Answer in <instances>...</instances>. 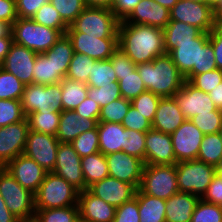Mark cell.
Instances as JSON below:
<instances>
[{
    "mask_svg": "<svg viewBox=\"0 0 222 222\" xmlns=\"http://www.w3.org/2000/svg\"><path fill=\"white\" fill-rule=\"evenodd\" d=\"M121 124L125 129L136 130L139 132H147L148 130L152 129V123L132 105L123 118Z\"/></svg>",
    "mask_w": 222,
    "mask_h": 222,
    "instance_id": "db71d44e",
    "label": "cell"
},
{
    "mask_svg": "<svg viewBox=\"0 0 222 222\" xmlns=\"http://www.w3.org/2000/svg\"><path fill=\"white\" fill-rule=\"evenodd\" d=\"M43 54L52 60L55 66V72H59V74L65 78L74 54V49L68 36L63 34L56 43Z\"/></svg>",
    "mask_w": 222,
    "mask_h": 222,
    "instance_id": "4dcf8cb0",
    "label": "cell"
},
{
    "mask_svg": "<svg viewBox=\"0 0 222 222\" xmlns=\"http://www.w3.org/2000/svg\"><path fill=\"white\" fill-rule=\"evenodd\" d=\"M120 21L111 9L86 7L68 27L67 36H100L118 38Z\"/></svg>",
    "mask_w": 222,
    "mask_h": 222,
    "instance_id": "3957f363",
    "label": "cell"
},
{
    "mask_svg": "<svg viewBox=\"0 0 222 222\" xmlns=\"http://www.w3.org/2000/svg\"><path fill=\"white\" fill-rule=\"evenodd\" d=\"M52 172L64 178L79 192L85 190L81 157L70 143H59L56 165Z\"/></svg>",
    "mask_w": 222,
    "mask_h": 222,
    "instance_id": "2e32d148",
    "label": "cell"
},
{
    "mask_svg": "<svg viewBox=\"0 0 222 222\" xmlns=\"http://www.w3.org/2000/svg\"><path fill=\"white\" fill-rule=\"evenodd\" d=\"M109 176L139 188L144 162L123 151L105 155Z\"/></svg>",
    "mask_w": 222,
    "mask_h": 222,
    "instance_id": "e0dca14e",
    "label": "cell"
},
{
    "mask_svg": "<svg viewBox=\"0 0 222 222\" xmlns=\"http://www.w3.org/2000/svg\"><path fill=\"white\" fill-rule=\"evenodd\" d=\"M204 135L191 120H185L170 134L177 163L197 159Z\"/></svg>",
    "mask_w": 222,
    "mask_h": 222,
    "instance_id": "5bb4252c",
    "label": "cell"
},
{
    "mask_svg": "<svg viewBox=\"0 0 222 222\" xmlns=\"http://www.w3.org/2000/svg\"><path fill=\"white\" fill-rule=\"evenodd\" d=\"M97 124L98 119L82 117L74 110H63L56 137L60 143H71L81 133L95 129Z\"/></svg>",
    "mask_w": 222,
    "mask_h": 222,
    "instance_id": "d4e9b609",
    "label": "cell"
},
{
    "mask_svg": "<svg viewBox=\"0 0 222 222\" xmlns=\"http://www.w3.org/2000/svg\"><path fill=\"white\" fill-rule=\"evenodd\" d=\"M70 144L81 158L100 152L97 127L81 133Z\"/></svg>",
    "mask_w": 222,
    "mask_h": 222,
    "instance_id": "f6af8a7d",
    "label": "cell"
},
{
    "mask_svg": "<svg viewBox=\"0 0 222 222\" xmlns=\"http://www.w3.org/2000/svg\"><path fill=\"white\" fill-rule=\"evenodd\" d=\"M197 159L213 166L220 162L222 159V142L219 133L204 135Z\"/></svg>",
    "mask_w": 222,
    "mask_h": 222,
    "instance_id": "d590c367",
    "label": "cell"
},
{
    "mask_svg": "<svg viewBox=\"0 0 222 222\" xmlns=\"http://www.w3.org/2000/svg\"><path fill=\"white\" fill-rule=\"evenodd\" d=\"M95 61L86 54L74 52L66 77L87 84L92 65Z\"/></svg>",
    "mask_w": 222,
    "mask_h": 222,
    "instance_id": "ab89813d",
    "label": "cell"
},
{
    "mask_svg": "<svg viewBox=\"0 0 222 222\" xmlns=\"http://www.w3.org/2000/svg\"><path fill=\"white\" fill-rule=\"evenodd\" d=\"M219 135H220V139H221V142H222V126L220 127V130H219Z\"/></svg>",
    "mask_w": 222,
    "mask_h": 222,
    "instance_id": "b9fcfbb0",
    "label": "cell"
},
{
    "mask_svg": "<svg viewBox=\"0 0 222 222\" xmlns=\"http://www.w3.org/2000/svg\"><path fill=\"white\" fill-rule=\"evenodd\" d=\"M29 130L27 118L0 127V167L24 153Z\"/></svg>",
    "mask_w": 222,
    "mask_h": 222,
    "instance_id": "4fadbf2b",
    "label": "cell"
},
{
    "mask_svg": "<svg viewBox=\"0 0 222 222\" xmlns=\"http://www.w3.org/2000/svg\"><path fill=\"white\" fill-rule=\"evenodd\" d=\"M200 199L222 206V177L215 174L206 192Z\"/></svg>",
    "mask_w": 222,
    "mask_h": 222,
    "instance_id": "680465c9",
    "label": "cell"
},
{
    "mask_svg": "<svg viewBox=\"0 0 222 222\" xmlns=\"http://www.w3.org/2000/svg\"><path fill=\"white\" fill-rule=\"evenodd\" d=\"M208 95L214 102L217 109L222 110V82H220L213 90H211Z\"/></svg>",
    "mask_w": 222,
    "mask_h": 222,
    "instance_id": "003e7915",
    "label": "cell"
},
{
    "mask_svg": "<svg viewBox=\"0 0 222 222\" xmlns=\"http://www.w3.org/2000/svg\"><path fill=\"white\" fill-rule=\"evenodd\" d=\"M116 75H126L136 69V65L119 48H117L109 58Z\"/></svg>",
    "mask_w": 222,
    "mask_h": 222,
    "instance_id": "9f6ffc18",
    "label": "cell"
},
{
    "mask_svg": "<svg viewBox=\"0 0 222 222\" xmlns=\"http://www.w3.org/2000/svg\"><path fill=\"white\" fill-rule=\"evenodd\" d=\"M138 190L141 193L168 200L179 192L176 165L144 164Z\"/></svg>",
    "mask_w": 222,
    "mask_h": 222,
    "instance_id": "52a82bcc",
    "label": "cell"
},
{
    "mask_svg": "<svg viewBox=\"0 0 222 222\" xmlns=\"http://www.w3.org/2000/svg\"><path fill=\"white\" fill-rule=\"evenodd\" d=\"M130 106L131 101L124 99L123 97L114 100L106 106L101 107L98 122H112L121 124Z\"/></svg>",
    "mask_w": 222,
    "mask_h": 222,
    "instance_id": "7bdbcfd3",
    "label": "cell"
},
{
    "mask_svg": "<svg viewBox=\"0 0 222 222\" xmlns=\"http://www.w3.org/2000/svg\"><path fill=\"white\" fill-rule=\"evenodd\" d=\"M146 132L124 128L123 152L141 159L145 164Z\"/></svg>",
    "mask_w": 222,
    "mask_h": 222,
    "instance_id": "ee69618b",
    "label": "cell"
},
{
    "mask_svg": "<svg viewBox=\"0 0 222 222\" xmlns=\"http://www.w3.org/2000/svg\"><path fill=\"white\" fill-rule=\"evenodd\" d=\"M161 98V96L146 90L138 97L132 99L131 105L152 123Z\"/></svg>",
    "mask_w": 222,
    "mask_h": 222,
    "instance_id": "c3c4849f",
    "label": "cell"
},
{
    "mask_svg": "<svg viewBox=\"0 0 222 222\" xmlns=\"http://www.w3.org/2000/svg\"><path fill=\"white\" fill-rule=\"evenodd\" d=\"M63 110L75 109L88 94V85L65 77L61 82Z\"/></svg>",
    "mask_w": 222,
    "mask_h": 222,
    "instance_id": "d6a6232c",
    "label": "cell"
},
{
    "mask_svg": "<svg viewBox=\"0 0 222 222\" xmlns=\"http://www.w3.org/2000/svg\"><path fill=\"white\" fill-rule=\"evenodd\" d=\"M25 118L21 100L0 99V127L20 122Z\"/></svg>",
    "mask_w": 222,
    "mask_h": 222,
    "instance_id": "7dc6e473",
    "label": "cell"
},
{
    "mask_svg": "<svg viewBox=\"0 0 222 222\" xmlns=\"http://www.w3.org/2000/svg\"><path fill=\"white\" fill-rule=\"evenodd\" d=\"M141 0H114L111 11L119 21H124Z\"/></svg>",
    "mask_w": 222,
    "mask_h": 222,
    "instance_id": "94428289",
    "label": "cell"
},
{
    "mask_svg": "<svg viewBox=\"0 0 222 222\" xmlns=\"http://www.w3.org/2000/svg\"><path fill=\"white\" fill-rule=\"evenodd\" d=\"M37 53L17 43H12L1 68L15 75L24 85L33 83V67Z\"/></svg>",
    "mask_w": 222,
    "mask_h": 222,
    "instance_id": "d6986e66",
    "label": "cell"
},
{
    "mask_svg": "<svg viewBox=\"0 0 222 222\" xmlns=\"http://www.w3.org/2000/svg\"><path fill=\"white\" fill-rule=\"evenodd\" d=\"M78 206L82 222H112L114 220L116 208L96 197L88 189L79 192Z\"/></svg>",
    "mask_w": 222,
    "mask_h": 222,
    "instance_id": "7402d4cb",
    "label": "cell"
},
{
    "mask_svg": "<svg viewBox=\"0 0 222 222\" xmlns=\"http://www.w3.org/2000/svg\"><path fill=\"white\" fill-rule=\"evenodd\" d=\"M112 222H140L137 198L133 197L131 200L117 207Z\"/></svg>",
    "mask_w": 222,
    "mask_h": 222,
    "instance_id": "11a10c76",
    "label": "cell"
},
{
    "mask_svg": "<svg viewBox=\"0 0 222 222\" xmlns=\"http://www.w3.org/2000/svg\"><path fill=\"white\" fill-rule=\"evenodd\" d=\"M74 52L86 54L94 60L109 59L118 48V38H102L100 36H68Z\"/></svg>",
    "mask_w": 222,
    "mask_h": 222,
    "instance_id": "603a6c76",
    "label": "cell"
},
{
    "mask_svg": "<svg viewBox=\"0 0 222 222\" xmlns=\"http://www.w3.org/2000/svg\"><path fill=\"white\" fill-rule=\"evenodd\" d=\"M186 120L173 97H164L159 101L152 129L172 134Z\"/></svg>",
    "mask_w": 222,
    "mask_h": 222,
    "instance_id": "484cf974",
    "label": "cell"
},
{
    "mask_svg": "<svg viewBox=\"0 0 222 222\" xmlns=\"http://www.w3.org/2000/svg\"><path fill=\"white\" fill-rule=\"evenodd\" d=\"M0 196L8 210L18 219L22 222H33L34 194L22 187L4 167H0Z\"/></svg>",
    "mask_w": 222,
    "mask_h": 222,
    "instance_id": "5b68a950",
    "label": "cell"
},
{
    "mask_svg": "<svg viewBox=\"0 0 222 222\" xmlns=\"http://www.w3.org/2000/svg\"><path fill=\"white\" fill-rule=\"evenodd\" d=\"M62 20L70 26L86 8L84 0H49Z\"/></svg>",
    "mask_w": 222,
    "mask_h": 222,
    "instance_id": "bcb514c9",
    "label": "cell"
},
{
    "mask_svg": "<svg viewBox=\"0 0 222 222\" xmlns=\"http://www.w3.org/2000/svg\"><path fill=\"white\" fill-rule=\"evenodd\" d=\"M175 165L179 192L191 193L201 198L216 174L215 166L198 159Z\"/></svg>",
    "mask_w": 222,
    "mask_h": 222,
    "instance_id": "ba28073f",
    "label": "cell"
},
{
    "mask_svg": "<svg viewBox=\"0 0 222 222\" xmlns=\"http://www.w3.org/2000/svg\"><path fill=\"white\" fill-rule=\"evenodd\" d=\"M111 82H118V80L110 59L96 60L89 74L88 87L99 88Z\"/></svg>",
    "mask_w": 222,
    "mask_h": 222,
    "instance_id": "74e56055",
    "label": "cell"
},
{
    "mask_svg": "<svg viewBox=\"0 0 222 222\" xmlns=\"http://www.w3.org/2000/svg\"><path fill=\"white\" fill-rule=\"evenodd\" d=\"M199 197L186 192H177L166 200V222H191Z\"/></svg>",
    "mask_w": 222,
    "mask_h": 222,
    "instance_id": "4316f807",
    "label": "cell"
},
{
    "mask_svg": "<svg viewBox=\"0 0 222 222\" xmlns=\"http://www.w3.org/2000/svg\"><path fill=\"white\" fill-rule=\"evenodd\" d=\"M213 13L216 21L222 16V0L213 7Z\"/></svg>",
    "mask_w": 222,
    "mask_h": 222,
    "instance_id": "753ad0ef",
    "label": "cell"
},
{
    "mask_svg": "<svg viewBox=\"0 0 222 222\" xmlns=\"http://www.w3.org/2000/svg\"><path fill=\"white\" fill-rule=\"evenodd\" d=\"M204 134L218 133L222 126V110L199 113L190 119Z\"/></svg>",
    "mask_w": 222,
    "mask_h": 222,
    "instance_id": "f907efd6",
    "label": "cell"
},
{
    "mask_svg": "<svg viewBox=\"0 0 222 222\" xmlns=\"http://www.w3.org/2000/svg\"><path fill=\"white\" fill-rule=\"evenodd\" d=\"M189 1L206 3V0H189Z\"/></svg>",
    "mask_w": 222,
    "mask_h": 222,
    "instance_id": "09005b40",
    "label": "cell"
},
{
    "mask_svg": "<svg viewBox=\"0 0 222 222\" xmlns=\"http://www.w3.org/2000/svg\"><path fill=\"white\" fill-rule=\"evenodd\" d=\"M31 19L38 24L58 30L62 35L66 33L69 27L62 20L60 14L50 2L42 5V7L33 15Z\"/></svg>",
    "mask_w": 222,
    "mask_h": 222,
    "instance_id": "f35d334b",
    "label": "cell"
},
{
    "mask_svg": "<svg viewBox=\"0 0 222 222\" xmlns=\"http://www.w3.org/2000/svg\"><path fill=\"white\" fill-rule=\"evenodd\" d=\"M26 118L28 119L30 130L56 136L60 112L48 108L45 111H35Z\"/></svg>",
    "mask_w": 222,
    "mask_h": 222,
    "instance_id": "836d02e7",
    "label": "cell"
},
{
    "mask_svg": "<svg viewBox=\"0 0 222 222\" xmlns=\"http://www.w3.org/2000/svg\"><path fill=\"white\" fill-rule=\"evenodd\" d=\"M79 191L54 172H47L34 195L35 210L65 208L78 205Z\"/></svg>",
    "mask_w": 222,
    "mask_h": 222,
    "instance_id": "277c9868",
    "label": "cell"
},
{
    "mask_svg": "<svg viewBox=\"0 0 222 222\" xmlns=\"http://www.w3.org/2000/svg\"><path fill=\"white\" fill-rule=\"evenodd\" d=\"M59 143L56 136L29 130L24 154L35 160L46 171L52 172L56 165Z\"/></svg>",
    "mask_w": 222,
    "mask_h": 222,
    "instance_id": "8fae6325",
    "label": "cell"
},
{
    "mask_svg": "<svg viewBox=\"0 0 222 222\" xmlns=\"http://www.w3.org/2000/svg\"><path fill=\"white\" fill-rule=\"evenodd\" d=\"M170 21H179L210 33L216 26L213 8L207 3L178 0L170 10Z\"/></svg>",
    "mask_w": 222,
    "mask_h": 222,
    "instance_id": "30bf717a",
    "label": "cell"
},
{
    "mask_svg": "<svg viewBox=\"0 0 222 222\" xmlns=\"http://www.w3.org/2000/svg\"><path fill=\"white\" fill-rule=\"evenodd\" d=\"M79 206L35 210L33 222H79Z\"/></svg>",
    "mask_w": 222,
    "mask_h": 222,
    "instance_id": "8d00e7d4",
    "label": "cell"
},
{
    "mask_svg": "<svg viewBox=\"0 0 222 222\" xmlns=\"http://www.w3.org/2000/svg\"><path fill=\"white\" fill-rule=\"evenodd\" d=\"M88 190L115 208L135 197L137 191L133 185L110 176L94 183Z\"/></svg>",
    "mask_w": 222,
    "mask_h": 222,
    "instance_id": "44dd1931",
    "label": "cell"
},
{
    "mask_svg": "<svg viewBox=\"0 0 222 222\" xmlns=\"http://www.w3.org/2000/svg\"><path fill=\"white\" fill-rule=\"evenodd\" d=\"M216 24L222 29V16L216 21Z\"/></svg>",
    "mask_w": 222,
    "mask_h": 222,
    "instance_id": "2a66077c",
    "label": "cell"
},
{
    "mask_svg": "<svg viewBox=\"0 0 222 222\" xmlns=\"http://www.w3.org/2000/svg\"><path fill=\"white\" fill-rule=\"evenodd\" d=\"M118 48L135 64L152 62L165 54L163 29L120 21Z\"/></svg>",
    "mask_w": 222,
    "mask_h": 222,
    "instance_id": "6da1fadb",
    "label": "cell"
},
{
    "mask_svg": "<svg viewBox=\"0 0 222 222\" xmlns=\"http://www.w3.org/2000/svg\"><path fill=\"white\" fill-rule=\"evenodd\" d=\"M12 25L8 22L0 21V37H12Z\"/></svg>",
    "mask_w": 222,
    "mask_h": 222,
    "instance_id": "2644e50d",
    "label": "cell"
},
{
    "mask_svg": "<svg viewBox=\"0 0 222 222\" xmlns=\"http://www.w3.org/2000/svg\"><path fill=\"white\" fill-rule=\"evenodd\" d=\"M17 19L16 0H0V21L12 25Z\"/></svg>",
    "mask_w": 222,
    "mask_h": 222,
    "instance_id": "e7e4bbea",
    "label": "cell"
},
{
    "mask_svg": "<svg viewBox=\"0 0 222 222\" xmlns=\"http://www.w3.org/2000/svg\"><path fill=\"white\" fill-rule=\"evenodd\" d=\"M4 168L22 187L34 195L48 172L24 153L9 161Z\"/></svg>",
    "mask_w": 222,
    "mask_h": 222,
    "instance_id": "9a60e30c",
    "label": "cell"
},
{
    "mask_svg": "<svg viewBox=\"0 0 222 222\" xmlns=\"http://www.w3.org/2000/svg\"><path fill=\"white\" fill-rule=\"evenodd\" d=\"M188 81L196 88L205 93H209L220 82H222V70L216 68L212 71L193 75Z\"/></svg>",
    "mask_w": 222,
    "mask_h": 222,
    "instance_id": "f5cc1de1",
    "label": "cell"
},
{
    "mask_svg": "<svg viewBox=\"0 0 222 222\" xmlns=\"http://www.w3.org/2000/svg\"><path fill=\"white\" fill-rule=\"evenodd\" d=\"M116 76L121 96L124 99L131 101L132 99L138 97L141 93L146 91L144 82L140 78L137 69L126 75H116Z\"/></svg>",
    "mask_w": 222,
    "mask_h": 222,
    "instance_id": "60d3db41",
    "label": "cell"
},
{
    "mask_svg": "<svg viewBox=\"0 0 222 222\" xmlns=\"http://www.w3.org/2000/svg\"><path fill=\"white\" fill-rule=\"evenodd\" d=\"M135 197L138 200L140 222H166V200L141 193L138 189Z\"/></svg>",
    "mask_w": 222,
    "mask_h": 222,
    "instance_id": "f546056e",
    "label": "cell"
},
{
    "mask_svg": "<svg viewBox=\"0 0 222 222\" xmlns=\"http://www.w3.org/2000/svg\"><path fill=\"white\" fill-rule=\"evenodd\" d=\"M214 55L215 54L211 42L208 40L203 45L201 50L200 69H198V74L212 71L217 68Z\"/></svg>",
    "mask_w": 222,
    "mask_h": 222,
    "instance_id": "91938a15",
    "label": "cell"
},
{
    "mask_svg": "<svg viewBox=\"0 0 222 222\" xmlns=\"http://www.w3.org/2000/svg\"><path fill=\"white\" fill-rule=\"evenodd\" d=\"M191 222H222V206L199 199Z\"/></svg>",
    "mask_w": 222,
    "mask_h": 222,
    "instance_id": "681fc988",
    "label": "cell"
},
{
    "mask_svg": "<svg viewBox=\"0 0 222 222\" xmlns=\"http://www.w3.org/2000/svg\"><path fill=\"white\" fill-rule=\"evenodd\" d=\"M25 86L15 75L0 67V99L21 100Z\"/></svg>",
    "mask_w": 222,
    "mask_h": 222,
    "instance_id": "b9f144b4",
    "label": "cell"
},
{
    "mask_svg": "<svg viewBox=\"0 0 222 222\" xmlns=\"http://www.w3.org/2000/svg\"><path fill=\"white\" fill-rule=\"evenodd\" d=\"M99 150L104 155L123 151L124 127L119 123L98 122Z\"/></svg>",
    "mask_w": 222,
    "mask_h": 222,
    "instance_id": "83f0119b",
    "label": "cell"
},
{
    "mask_svg": "<svg viewBox=\"0 0 222 222\" xmlns=\"http://www.w3.org/2000/svg\"><path fill=\"white\" fill-rule=\"evenodd\" d=\"M64 78L55 72V66L51 59L43 53H37L33 67V83L42 85H52L60 83Z\"/></svg>",
    "mask_w": 222,
    "mask_h": 222,
    "instance_id": "e575fe53",
    "label": "cell"
},
{
    "mask_svg": "<svg viewBox=\"0 0 222 222\" xmlns=\"http://www.w3.org/2000/svg\"><path fill=\"white\" fill-rule=\"evenodd\" d=\"M209 41L214 50L216 66L222 70V29L217 24L209 33Z\"/></svg>",
    "mask_w": 222,
    "mask_h": 222,
    "instance_id": "be15d7a7",
    "label": "cell"
},
{
    "mask_svg": "<svg viewBox=\"0 0 222 222\" xmlns=\"http://www.w3.org/2000/svg\"><path fill=\"white\" fill-rule=\"evenodd\" d=\"M208 40L209 33L202 32L193 42L179 43L177 47L169 53L174 65L185 77V80H189L193 75H198L201 50Z\"/></svg>",
    "mask_w": 222,
    "mask_h": 222,
    "instance_id": "7c38bea8",
    "label": "cell"
},
{
    "mask_svg": "<svg viewBox=\"0 0 222 222\" xmlns=\"http://www.w3.org/2000/svg\"><path fill=\"white\" fill-rule=\"evenodd\" d=\"M173 98L186 120L199 113H209L217 109L208 93L196 88L188 80H185Z\"/></svg>",
    "mask_w": 222,
    "mask_h": 222,
    "instance_id": "ac0fdd59",
    "label": "cell"
},
{
    "mask_svg": "<svg viewBox=\"0 0 222 222\" xmlns=\"http://www.w3.org/2000/svg\"><path fill=\"white\" fill-rule=\"evenodd\" d=\"M86 7H97L111 9L114 0H84Z\"/></svg>",
    "mask_w": 222,
    "mask_h": 222,
    "instance_id": "89a4df30",
    "label": "cell"
},
{
    "mask_svg": "<svg viewBox=\"0 0 222 222\" xmlns=\"http://www.w3.org/2000/svg\"><path fill=\"white\" fill-rule=\"evenodd\" d=\"M170 21V11L153 0H141L126 23L154 26L164 29Z\"/></svg>",
    "mask_w": 222,
    "mask_h": 222,
    "instance_id": "cb8c5ba5",
    "label": "cell"
},
{
    "mask_svg": "<svg viewBox=\"0 0 222 222\" xmlns=\"http://www.w3.org/2000/svg\"><path fill=\"white\" fill-rule=\"evenodd\" d=\"M163 32L166 54L175 49L179 43L193 42L202 33L199 28L179 21H169Z\"/></svg>",
    "mask_w": 222,
    "mask_h": 222,
    "instance_id": "f1b7e54d",
    "label": "cell"
},
{
    "mask_svg": "<svg viewBox=\"0 0 222 222\" xmlns=\"http://www.w3.org/2000/svg\"><path fill=\"white\" fill-rule=\"evenodd\" d=\"M61 95L60 83L26 85L21 98L23 112L26 117L35 111H45L48 108L61 112L63 111Z\"/></svg>",
    "mask_w": 222,
    "mask_h": 222,
    "instance_id": "9c48e42d",
    "label": "cell"
},
{
    "mask_svg": "<svg viewBox=\"0 0 222 222\" xmlns=\"http://www.w3.org/2000/svg\"><path fill=\"white\" fill-rule=\"evenodd\" d=\"M161 6L167 8L169 11L177 4L178 0H153Z\"/></svg>",
    "mask_w": 222,
    "mask_h": 222,
    "instance_id": "8c879c8a",
    "label": "cell"
},
{
    "mask_svg": "<svg viewBox=\"0 0 222 222\" xmlns=\"http://www.w3.org/2000/svg\"><path fill=\"white\" fill-rule=\"evenodd\" d=\"M216 174L220 177H222V159L220 162L215 166Z\"/></svg>",
    "mask_w": 222,
    "mask_h": 222,
    "instance_id": "34e18365",
    "label": "cell"
},
{
    "mask_svg": "<svg viewBox=\"0 0 222 222\" xmlns=\"http://www.w3.org/2000/svg\"><path fill=\"white\" fill-rule=\"evenodd\" d=\"M176 163L170 134L154 129L148 130L145 139V164L172 165Z\"/></svg>",
    "mask_w": 222,
    "mask_h": 222,
    "instance_id": "ffe728a7",
    "label": "cell"
},
{
    "mask_svg": "<svg viewBox=\"0 0 222 222\" xmlns=\"http://www.w3.org/2000/svg\"><path fill=\"white\" fill-rule=\"evenodd\" d=\"M87 96L97 102L100 107L122 97L118 82H111L99 88L88 87Z\"/></svg>",
    "mask_w": 222,
    "mask_h": 222,
    "instance_id": "816d5d0a",
    "label": "cell"
},
{
    "mask_svg": "<svg viewBox=\"0 0 222 222\" xmlns=\"http://www.w3.org/2000/svg\"><path fill=\"white\" fill-rule=\"evenodd\" d=\"M12 43L13 37H0V66L8 54Z\"/></svg>",
    "mask_w": 222,
    "mask_h": 222,
    "instance_id": "a7ac6f4b",
    "label": "cell"
},
{
    "mask_svg": "<svg viewBox=\"0 0 222 222\" xmlns=\"http://www.w3.org/2000/svg\"><path fill=\"white\" fill-rule=\"evenodd\" d=\"M49 0H16L18 18L31 19L33 15Z\"/></svg>",
    "mask_w": 222,
    "mask_h": 222,
    "instance_id": "6f0895ef",
    "label": "cell"
},
{
    "mask_svg": "<svg viewBox=\"0 0 222 222\" xmlns=\"http://www.w3.org/2000/svg\"><path fill=\"white\" fill-rule=\"evenodd\" d=\"M219 1L220 0H206V3L213 8Z\"/></svg>",
    "mask_w": 222,
    "mask_h": 222,
    "instance_id": "11e5206c",
    "label": "cell"
},
{
    "mask_svg": "<svg viewBox=\"0 0 222 222\" xmlns=\"http://www.w3.org/2000/svg\"><path fill=\"white\" fill-rule=\"evenodd\" d=\"M85 189L109 176L105 155L101 152L81 158Z\"/></svg>",
    "mask_w": 222,
    "mask_h": 222,
    "instance_id": "1f68e13d",
    "label": "cell"
},
{
    "mask_svg": "<svg viewBox=\"0 0 222 222\" xmlns=\"http://www.w3.org/2000/svg\"><path fill=\"white\" fill-rule=\"evenodd\" d=\"M79 115L85 118L98 119L100 116L101 107L100 105L89 98L88 96L75 108L73 109Z\"/></svg>",
    "mask_w": 222,
    "mask_h": 222,
    "instance_id": "6125c7cd",
    "label": "cell"
},
{
    "mask_svg": "<svg viewBox=\"0 0 222 222\" xmlns=\"http://www.w3.org/2000/svg\"><path fill=\"white\" fill-rule=\"evenodd\" d=\"M136 69L146 90L162 98L173 97L185 82V77L174 65L172 57L166 53L152 62L137 64Z\"/></svg>",
    "mask_w": 222,
    "mask_h": 222,
    "instance_id": "7a4b0ae2",
    "label": "cell"
},
{
    "mask_svg": "<svg viewBox=\"0 0 222 222\" xmlns=\"http://www.w3.org/2000/svg\"><path fill=\"white\" fill-rule=\"evenodd\" d=\"M13 42L36 53L48 51L62 34L52 28L38 24L32 19L18 18L12 24Z\"/></svg>",
    "mask_w": 222,
    "mask_h": 222,
    "instance_id": "8992f818",
    "label": "cell"
},
{
    "mask_svg": "<svg viewBox=\"0 0 222 222\" xmlns=\"http://www.w3.org/2000/svg\"><path fill=\"white\" fill-rule=\"evenodd\" d=\"M0 222H22L14 214H12L6 204L4 199L0 196Z\"/></svg>",
    "mask_w": 222,
    "mask_h": 222,
    "instance_id": "03108f58",
    "label": "cell"
}]
</instances>
